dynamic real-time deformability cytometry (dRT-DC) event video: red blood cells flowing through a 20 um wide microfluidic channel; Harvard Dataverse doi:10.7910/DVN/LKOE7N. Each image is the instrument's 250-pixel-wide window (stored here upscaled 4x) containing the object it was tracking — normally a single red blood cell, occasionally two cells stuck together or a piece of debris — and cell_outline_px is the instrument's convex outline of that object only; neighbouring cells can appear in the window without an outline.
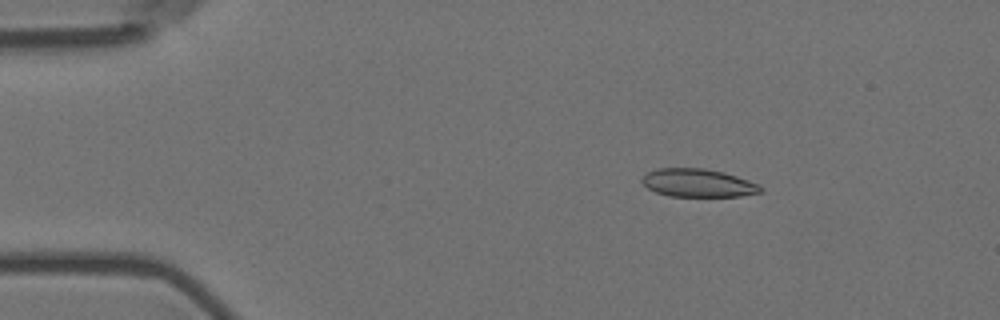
{"species": "Egyptian fruit bat (a non-hibernating species)", "species_latin": "Rousettus aegyptiacus", "temperature_condition": "room temperature", "stored_images_in_passage": 4, "camera_frame_rate_fps": 3000, "um_per_image_px": 0.085, "animal": {"sex": "female"}, "frame": {"image": 1, "passage_image": 1, "time_ms": 0.0, "image_size_px": [1000, 320], "cell_outline_px": [[764, 192], [740, 196], [668, 196], [656, 192], [648, 188], [640, 180], [648, 172], [656, 168], [704, 168], [724, 172], [760, 184], [764, 188]], "centroid_in_image_um": [59.37, 15.55], "position_along_channel_um": 25.6, "area_um2": 19.54}}
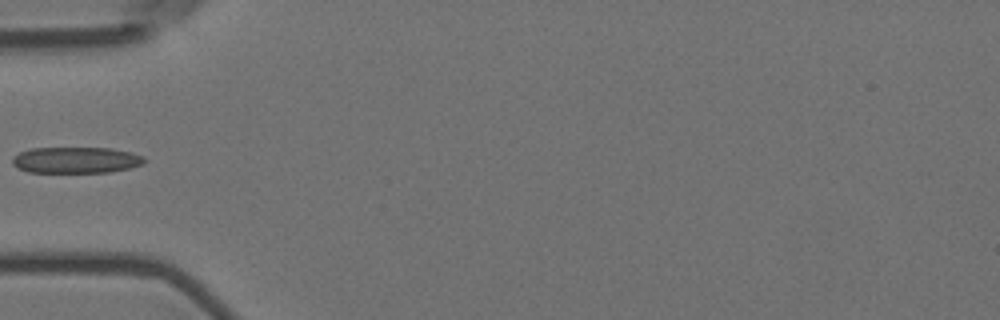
{"frame": {"image": 2, "passage_image": 4, "time_ms": 1.0, "image_size_px": [1000, 320], "cell_outline_px": [[144, 164], [128, 168], [108, 172], [28, 172], [12, 164], [12, 156], [20, 152], [32, 148], [112, 148], [132, 152], [144, 156]], "centroid_in_image_um": [6.46, 13.6], "position_along_channel_um": 78.5, "area_um2": 20.11}}